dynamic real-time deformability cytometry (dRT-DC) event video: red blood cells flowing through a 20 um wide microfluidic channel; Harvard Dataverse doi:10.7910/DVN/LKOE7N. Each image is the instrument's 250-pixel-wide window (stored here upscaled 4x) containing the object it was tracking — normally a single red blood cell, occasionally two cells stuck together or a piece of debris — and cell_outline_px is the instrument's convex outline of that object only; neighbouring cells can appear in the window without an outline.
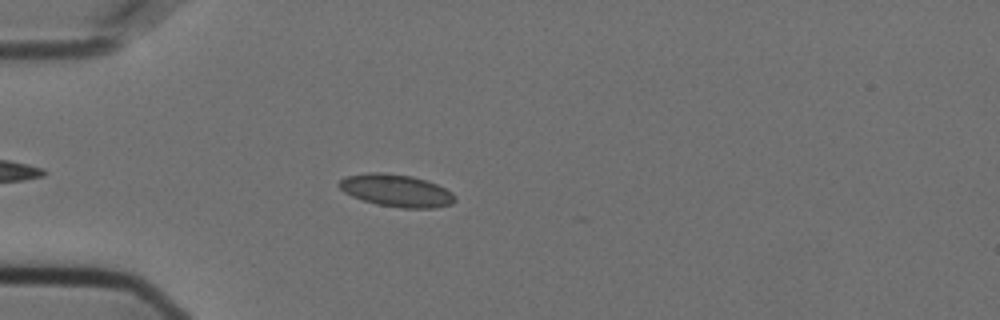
{"species": "Egyptian fruit bat (a non-hibernating species)", "species_latin": "Rousettus aegyptiacus", "temperature_condition": "cold", "stored_images_in_passage": 19, "camera_frame_rate_fps": 3000, "um_per_image_px": 0.085, "animal": {"sex": "female"}, "frame": {"image": 1, "passage_image": 7, "time_ms": 2.0, "image_size_px": [1000, 320], "cell_outline_px": [[456, 200], [452, 204], [436, 208], [400, 208], [376, 204], [352, 196], [344, 192], [336, 184], [344, 176], [368, 172], [388, 172], [412, 176], [436, 184], [452, 192], [456, 196]], "centroid_in_image_um": [33.67, 16.19], "position_along_channel_um": 51.3, "area_um2": 22.08}}
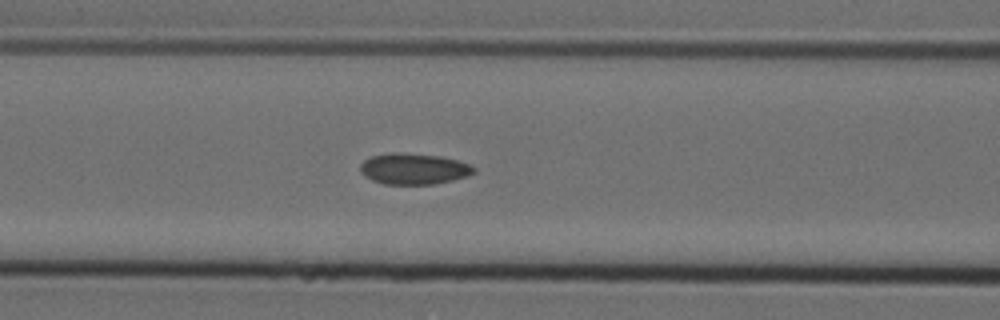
{"frame": {"image": 2, "passage_image": 15, "time_ms": 4.667, "image_size_px": [1000, 320], "cell_outline_px": [[476, 172], [468, 176], [436, 184], [384, 184], [372, 180], [364, 176], [360, 172], [360, 164], [364, 160], [372, 156], [392, 152], [404, 152], [440, 156], [456, 160], [468, 164], [476, 168]], "centroid_in_image_um": [35.16, 14.35], "position_along_channel_um": 131.4, "area_um2": 20.69}}
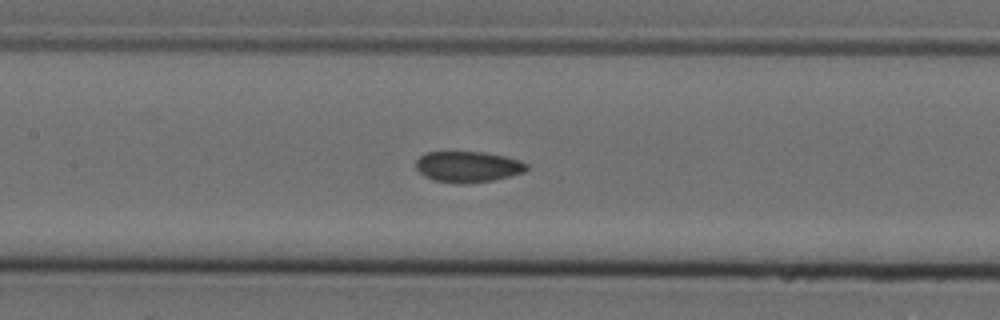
{"frame": {"image": 3, "passage_image": 18, "time_ms": 5.667, "image_size_px": [1000, 320], "cell_outline_px": [[528, 168], [524, 172], [492, 180], [460, 184], [432, 180], [424, 176], [416, 168], [416, 160], [420, 156], [428, 152], [480, 152], [504, 156], [520, 160], [528, 164]], "centroid_in_image_um": [39.75, 14.17], "position_along_channel_um": 167.6, "area_um2": 19.83}}